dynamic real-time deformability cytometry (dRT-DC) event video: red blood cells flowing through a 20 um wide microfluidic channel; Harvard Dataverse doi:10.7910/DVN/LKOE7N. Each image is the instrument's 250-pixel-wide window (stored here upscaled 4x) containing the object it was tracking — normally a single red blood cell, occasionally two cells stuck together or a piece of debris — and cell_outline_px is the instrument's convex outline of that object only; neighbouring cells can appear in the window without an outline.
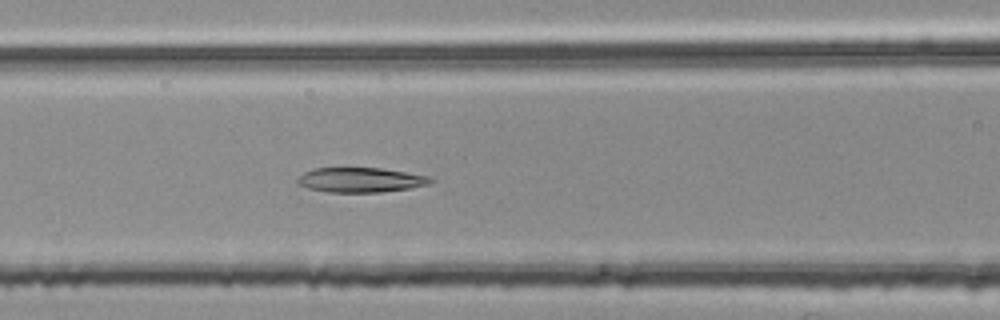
{"species": "common noctule bat (a hibernating species)", "species_latin": "Nyctalus noctula", "temperature_condition": "room temperature", "stored_images_in_passage": 40, "camera_frame_rate_fps": 3000, "um_per_image_px": 0.085, "animal": {"sex": "female", "body_mass_g": 25.1}, "frame": {"image": 1, "passage_image": 10, "time_ms": 3.0, "image_size_px": [1000, 320], "cell_outline_px": [[436, 180], [432, 184], [408, 188], [380, 192], [324, 192], [308, 188], [296, 184], [296, 180], [304, 172], [316, 168], [380, 168], [428, 176]], "centroid_in_image_um": [30.64, 15.3], "position_along_channel_um": 136.0, "area_um2": 19.19}}
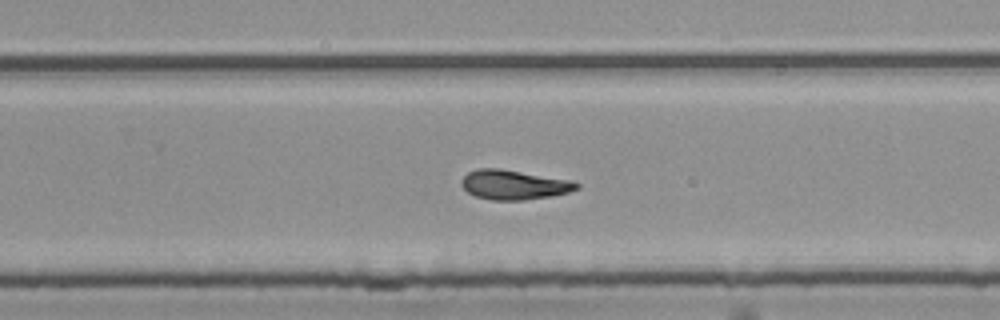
{"frame": {"image": 2, "passage_image": 22, "time_ms": 7.0, "image_size_px": [1000, 320], "cell_outline_px": [[580, 188], [568, 192], [552, 196], [524, 200], [492, 200], [476, 196], [468, 192], [460, 184], [460, 180], [468, 172], [480, 168], [500, 168], [572, 180], [580, 184]], "centroid_in_image_um": [43.7, 15.7], "position_along_channel_um": 286.1, "area_um2": 19.94}}
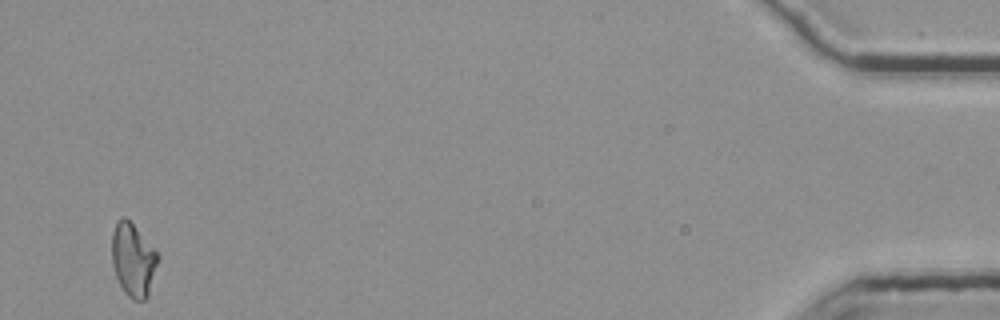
{"frame": {"image": 3, "passage_image": 40, "time_ms": 13.0, "image_size_px": [1000, 320], "cell_outline_px": [[160, 256], [148, 296], [144, 300], [132, 300], [124, 292], [116, 276], [112, 264], [112, 232], [116, 220], [124, 216], [156, 248]], "centroid_in_image_um": [11.33, 22.08], "position_along_channel_um": 423.9, "area_um2": 19.83}, "authors_computed_cell_mechanics": {"area_um2": 19.5075, "velocity_mm_per_s": 3.7648, "shape_relaxation_time_tau1_ms": null, "shape_relaxation_time_tau2_ms": 6.4077, "deformation_change_tau1": null, "deformation_change_tau2": 0.1482}}